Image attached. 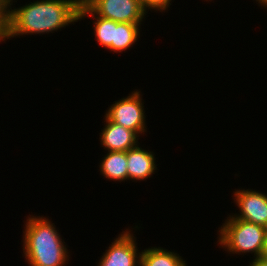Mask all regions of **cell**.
I'll list each match as a JSON object with an SVG mask.
<instances>
[{"mask_svg": "<svg viewBox=\"0 0 267 266\" xmlns=\"http://www.w3.org/2000/svg\"><path fill=\"white\" fill-rule=\"evenodd\" d=\"M104 120L106 123L99 133V139L105 151L127 152L140 144L138 142L140 138L134 131L110 121L105 115Z\"/></svg>", "mask_w": 267, "mask_h": 266, "instance_id": "obj_8", "label": "cell"}, {"mask_svg": "<svg viewBox=\"0 0 267 266\" xmlns=\"http://www.w3.org/2000/svg\"><path fill=\"white\" fill-rule=\"evenodd\" d=\"M24 223L22 255L29 266L68 264L70 249L68 250L56 225L48 217L29 214Z\"/></svg>", "mask_w": 267, "mask_h": 266, "instance_id": "obj_2", "label": "cell"}, {"mask_svg": "<svg viewBox=\"0 0 267 266\" xmlns=\"http://www.w3.org/2000/svg\"><path fill=\"white\" fill-rule=\"evenodd\" d=\"M142 8L148 13L149 10L155 12H167L168 8H170L172 0H139Z\"/></svg>", "mask_w": 267, "mask_h": 266, "instance_id": "obj_15", "label": "cell"}, {"mask_svg": "<svg viewBox=\"0 0 267 266\" xmlns=\"http://www.w3.org/2000/svg\"><path fill=\"white\" fill-rule=\"evenodd\" d=\"M91 16L93 18V31L96 41L100 46L112 51V42H114V27L119 22L106 19L95 15L83 2L80 5L79 21Z\"/></svg>", "mask_w": 267, "mask_h": 266, "instance_id": "obj_10", "label": "cell"}, {"mask_svg": "<svg viewBox=\"0 0 267 266\" xmlns=\"http://www.w3.org/2000/svg\"><path fill=\"white\" fill-rule=\"evenodd\" d=\"M13 2H17L16 0H11V5L14 6L15 4H13Z\"/></svg>", "mask_w": 267, "mask_h": 266, "instance_id": "obj_20", "label": "cell"}, {"mask_svg": "<svg viewBox=\"0 0 267 266\" xmlns=\"http://www.w3.org/2000/svg\"><path fill=\"white\" fill-rule=\"evenodd\" d=\"M155 153L142 148L140 145L127 151L128 180L144 181L156 172Z\"/></svg>", "mask_w": 267, "mask_h": 266, "instance_id": "obj_9", "label": "cell"}, {"mask_svg": "<svg viewBox=\"0 0 267 266\" xmlns=\"http://www.w3.org/2000/svg\"><path fill=\"white\" fill-rule=\"evenodd\" d=\"M97 16L115 22L142 23L147 12L139 0H82Z\"/></svg>", "mask_w": 267, "mask_h": 266, "instance_id": "obj_5", "label": "cell"}, {"mask_svg": "<svg viewBox=\"0 0 267 266\" xmlns=\"http://www.w3.org/2000/svg\"><path fill=\"white\" fill-rule=\"evenodd\" d=\"M140 266H187L186 260L175 251L151 247L141 251Z\"/></svg>", "mask_w": 267, "mask_h": 266, "instance_id": "obj_12", "label": "cell"}, {"mask_svg": "<svg viewBox=\"0 0 267 266\" xmlns=\"http://www.w3.org/2000/svg\"><path fill=\"white\" fill-rule=\"evenodd\" d=\"M261 256L267 258V231L265 234L264 245H263Z\"/></svg>", "mask_w": 267, "mask_h": 266, "instance_id": "obj_17", "label": "cell"}, {"mask_svg": "<svg viewBox=\"0 0 267 266\" xmlns=\"http://www.w3.org/2000/svg\"><path fill=\"white\" fill-rule=\"evenodd\" d=\"M0 6H11V0H0Z\"/></svg>", "mask_w": 267, "mask_h": 266, "instance_id": "obj_18", "label": "cell"}, {"mask_svg": "<svg viewBox=\"0 0 267 266\" xmlns=\"http://www.w3.org/2000/svg\"><path fill=\"white\" fill-rule=\"evenodd\" d=\"M100 161V175L120 183L128 180L127 152L108 151Z\"/></svg>", "mask_w": 267, "mask_h": 266, "instance_id": "obj_11", "label": "cell"}, {"mask_svg": "<svg viewBox=\"0 0 267 266\" xmlns=\"http://www.w3.org/2000/svg\"><path fill=\"white\" fill-rule=\"evenodd\" d=\"M252 262H250V265L248 266H267V258L265 257H258L251 260Z\"/></svg>", "mask_w": 267, "mask_h": 266, "instance_id": "obj_16", "label": "cell"}, {"mask_svg": "<svg viewBox=\"0 0 267 266\" xmlns=\"http://www.w3.org/2000/svg\"><path fill=\"white\" fill-rule=\"evenodd\" d=\"M10 10L11 6H0V43L9 39Z\"/></svg>", "mask_w": 267, "mask_h": 266, "instance_id": "obj_14", "label": "cell"}, {"mask_svg": "<svg viewBox=\"0 0 267 266\" xmlns=\"http://www.w3.org/2000/svg\"><path fill=\"white\" fill-rule=\"evenodd\" d=\"M81 3L82 0H37L11 7L8 38L49 34L74 25L79 21Z\"/></svg>", "mask_w": 267, "mask_h": 266, "instance_id": "obj_1", "label": "cell"}, {"mask_svg": "<svg viewBox=\"0 0 267 266\" xmlns=\"http://www.w3.org/2000/svg\"><path fill=\"white\" fill-rule=\"evenodd\" d=\"M138 249L135 234L125 228L103 252L97 266H140Z\"/></svg>", "mask_w": 267, "mask_h": 266, "instance_id": "obj_6", "label": "cell"}, {"mask_svg": "<svg viewBox=\"0 0 267 266\" xmlns=\"http://www.w3.org/2000/svg\"><path fill=\"white\" fill-rule=\"evenodd\" d=\"M266 231L263 226L229 215L219 227L217 243L231 255L254 253L255 259L261 256Z\"/></svg>", "mask_w": 267, "mask_h": 266, "instance_id": "obj_3", "label": "cell"}, {"mask_svg": "<svg viewBox=\"0 0 267 266\" xmlns=\"http://www.w3.org/2000/svg\"><path fill=\"white\" fill-rule=\"evenodd\" d=\"M241 189H235L233 192V202L238 206L239 213L231 216L267 228V194L252 189Z\"/></svg>", "mask_w": 267, "mask_h": 266, "instance_id": "obj_7", "label": "cell"}, {"mask_svg": "<svg viewBox=\"0 0 267 266\" xmlns=\"http://www.w3.org/2000/svg\"><path fill=\"white\" fill-rule=\"evenodd\" d=\"M142 23L119 22L114 27V42H112V52L122 53L133 47L140 38V26Z\"/></svg>", "mask_w": 267, "mask_h": 266, "instance_id": "obj_13", "label": "cell"}, {"mask_svg": "<svg viewBox=\"0 0 267 266\" xmlns=\"http://www.w3.org/2000/svg\"><path fill=\"white\" fill-rule=\"evenodd\" d=\"M255 1L258 2L259 6L261 5L267 9V0H255Z\"/></svg>", "mask_w": 267, "mask_h": 266, "instance_id": "obj_19", "label": "cell"}, {"mask_svg": "<svg viewBox=\"0 0 267 266\" xmlns=\"http://www.w3.org/2000/svg\"><path fill=\"white\" fill-rule=\"evenodd\" d=\"M141 93L135 89L129 96L114 101L105 112L110 121L134 131L138 136L147 132V115Z\"/></svg>", "mask_w": 267, "mask_h": 266, "instance_id": "obj_4", "label": "cell"}]
</instances>
